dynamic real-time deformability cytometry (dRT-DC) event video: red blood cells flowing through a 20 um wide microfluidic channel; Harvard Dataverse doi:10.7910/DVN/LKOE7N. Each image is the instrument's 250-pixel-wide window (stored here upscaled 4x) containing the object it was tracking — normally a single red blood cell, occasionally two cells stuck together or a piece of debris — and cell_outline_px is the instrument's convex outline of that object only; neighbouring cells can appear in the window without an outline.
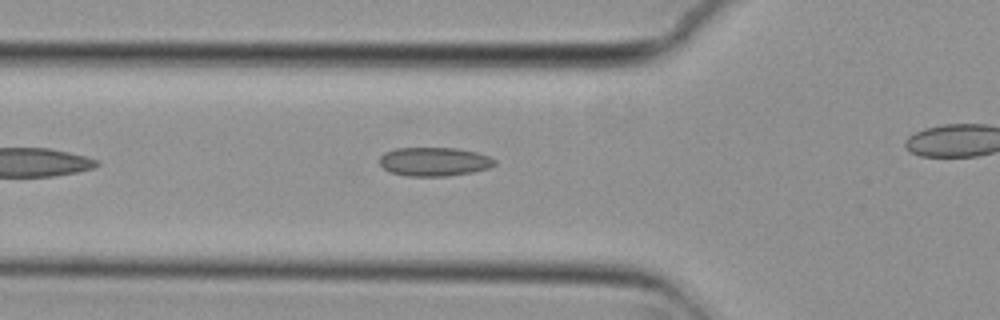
{"species": "common noctule bat (a hibernating species)", "species_latin": "Nyctalus noctula", "temperature_condition": "cold", "stored_images_in_passage": 27, "camera_frame_rate_fps": 3000, "um_per_image_px": 0.085, "animal": {"sex": "female", "body_mass_g": 29.2, "forearm_length_mm": 56.3}, "frame": {"image": 1, "passage_image": 2, "time_ms": 0.333, "image_size_px": [1000, 320], "cell_outline_px": [[496, 164], [488, 168], [472, 172], [448, 176], [404, 176], [388, 172], [380, 164], [380, 156], [384, 152], [396, 148], [456, 148], [476, 152], [488, 156], [496, 160]], "centroid_in_image_um": [36.88, 13.74], "position_along_channel_um": 88.9, "area_um2": 19.42}}
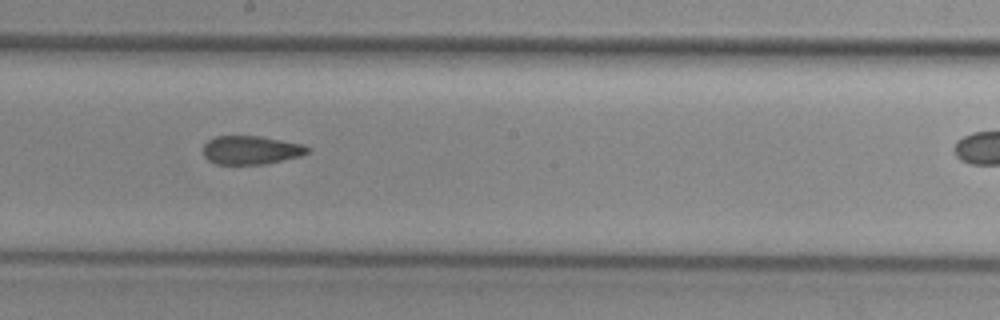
{"frame": {"image": 2, "passage_image": 13, "time_ms": 4.0, "image_size_px": [1000, 320], "cell_outline_px": [[312, 148], [308, 152], [300, 156], [264, 164], [216, 164], [208, 160], [204, 156], [204, 144], [208, 140], [216, 136], [260, 136], [304, 144]], "centroid_in_image_um": [21.35, 12.75], "position_along_channel_um": 226.9, "area_um2": 17.4}}
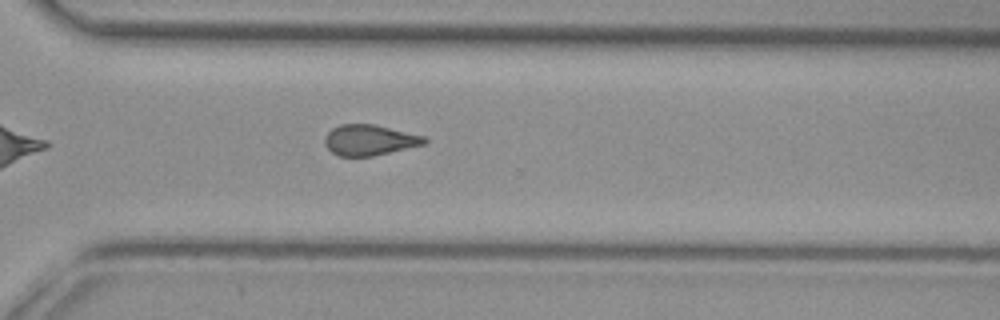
{"frame": {"image": 3, "passage_image": 22, "time_ms": 7.0, "image_size_px": [1000, 320], "cell_outline_px": [[428, 140], [424, 144], [372, 156], [336, 156], [324, 144], [324, 140], [328, 132], [332, 128], [340, 124], [372, 124], [428, 136]], "centroid_in_image_um": [31.41, 11.9], "position_along_channel_um": 339.2, "area_um2": 17.8}}